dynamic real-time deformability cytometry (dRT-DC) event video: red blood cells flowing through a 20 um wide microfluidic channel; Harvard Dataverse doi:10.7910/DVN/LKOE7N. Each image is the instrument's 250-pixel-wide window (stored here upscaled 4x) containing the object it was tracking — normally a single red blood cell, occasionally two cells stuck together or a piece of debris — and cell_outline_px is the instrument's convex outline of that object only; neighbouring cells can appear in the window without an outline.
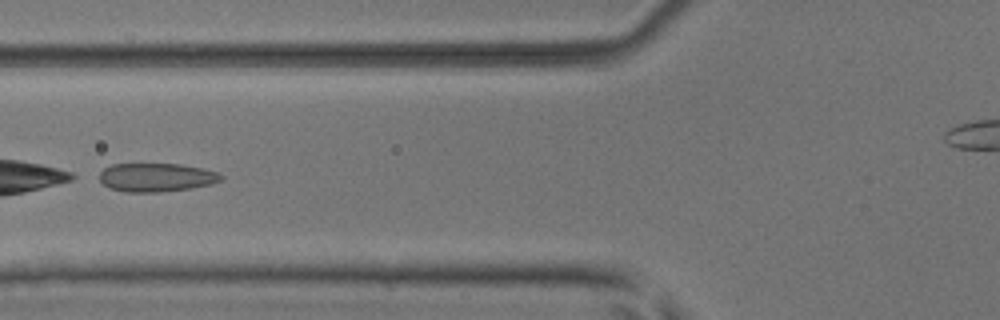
{"species": "common noctule bat (a hibernating species)", "species_latin": "Nyctalus noctula", "temperature_condition": "room temperature", "stored_images_in_passage": 46, "camera_frame_rate_fps": 3000, "um_per_image_px": 0.085, "animal": {"sex": "male", "body_mass_g": 17.9, "forearm_length_mm": 54.2}, "frame": {"image": 1, "passage_image": 20, "time_ms": 6.333, "image_size_px": [1000, 320], "cell_outline_px": [[224, 180], [212, 184], [192, 188], [160, 192], [124, 192], [108, 188], [100, 180], [100, 172], [104, 168], [112, 164], [180, 164], [220, 172], [224, 176]], "centroid_in_image_um": [13.32, 15.08], "position_along_channel_um": 112.5, "area_um2": 20.46}}